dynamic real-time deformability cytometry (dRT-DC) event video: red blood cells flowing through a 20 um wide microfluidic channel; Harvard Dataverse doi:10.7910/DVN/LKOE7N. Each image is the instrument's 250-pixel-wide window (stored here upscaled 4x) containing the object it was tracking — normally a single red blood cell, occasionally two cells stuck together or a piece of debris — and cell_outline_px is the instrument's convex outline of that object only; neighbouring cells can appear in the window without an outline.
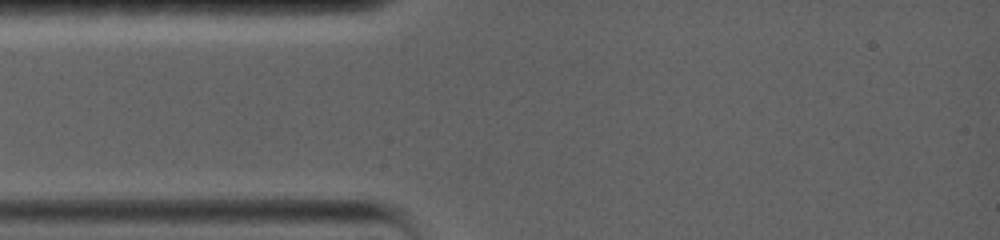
{"species": "common noctule bat (a hibernating species)", "species_latin": "Nyctalus noctula", "temperature_condition": "warm", "stored_images_in_passage": 1, "camera_frame_rate_fps": 5000, "um_per_image_px": 0.085, "animal": {"sex": "female", "body_mass_g": 19.0, "forearm_length_mm": 56.7}, "frame": {"image": 1, "passage_image": 1, "time_ms": 0.0, "image_size_px": [1000, 240], "cell_outline_px": [[808, 168], [804, 172], [796, 176], [780, 172], [768, 164], [772, 128], [776, 120], [784, 124], [808, 160]], "centroid_in_image_um": [66.81, 12.92], "position_along_channel_um": 18.2, "area_um2": 10.17}}